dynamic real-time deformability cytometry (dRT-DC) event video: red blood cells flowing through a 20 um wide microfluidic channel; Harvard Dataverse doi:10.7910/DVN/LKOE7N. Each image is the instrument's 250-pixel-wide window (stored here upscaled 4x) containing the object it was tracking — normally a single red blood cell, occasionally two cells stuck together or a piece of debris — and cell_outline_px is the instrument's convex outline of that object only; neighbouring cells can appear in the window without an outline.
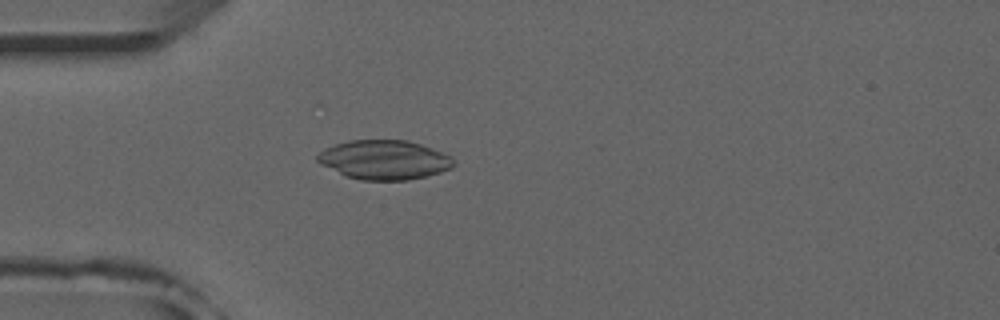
{"species": "common noctule bat (a hibernating species)", "species_latin": "Nyctalus noctula", "temperature_condition": "room temperature", "stored_images_in_passage": 52, "camera_frame_rate_fps": 3000, "um_per_image_px": 0.085, "animal": {"sex": "male", "forearm_length_mm": 52.5}, "frame": {"image": 1, "passage_image": 15, "time_ms": 4.667, "image_size_px": [1000, 320], "cell_outline_px": [[456, 164], [452, 168], [428, 176], [408, 180], [360, 180], [344, 176], [320, 164], [316, 160], [316, 156], [324, 148], [348, 140], [408, 140], [444, 152], [452, 156], [456, 160]], "centroid_in_image_um": [32.68, 13.59], "position_along_channel_um": 52.3, "area_um2": 31.62}}
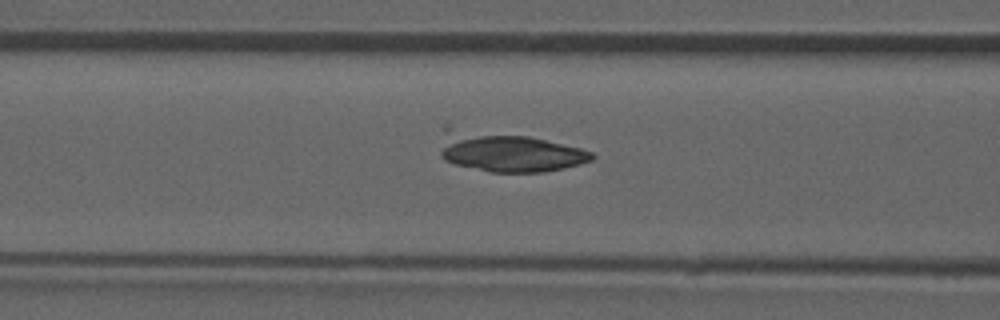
{"frame": {"image": 2, "passage_image": 21, "time_ms": 6.667, "image_size_px": [1000, 320], "cell_outline_px": [[596, 156], [592, 160], [580, 164], [564, 168], [544, 172], [488, 172], [456, 164], [444, 160], [440, 156], [440, 152], [452, 136], [528, 136], [580, 148], [592, 152]], "centroid_in_image_um": [43.56, 13.08], "position_along_channel_um": 123.0, "area_um2": 31.44}}
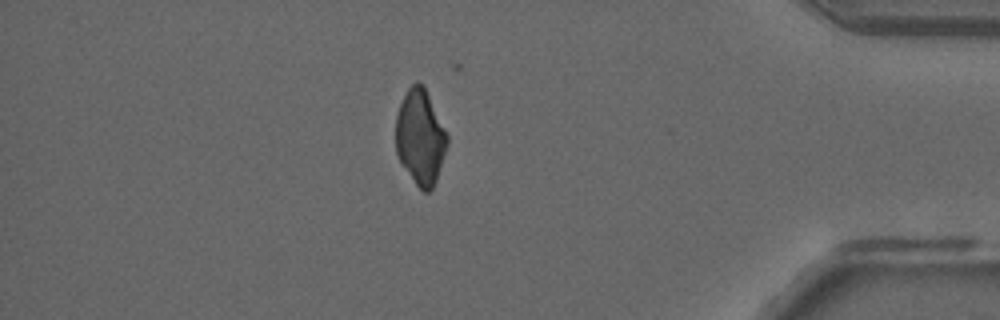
{"frame": {"image": 3, "passage_image": 45, "time_ms": 14.667, "image_size_px": [1000, 320], "cell_outline_px": [[448, 144], [436, 180], [432, 188], [428, 192], [424, 192], [416, 184], [400, 160], [396, 152], [396, 116], [400, 104], [408, 88], [416, 80], [424, 84], [448, 136]], "centroid_in_image_um": [35.73, 11.62], "position_along_channel_um": 399.5, "area_um2": 28.26}}